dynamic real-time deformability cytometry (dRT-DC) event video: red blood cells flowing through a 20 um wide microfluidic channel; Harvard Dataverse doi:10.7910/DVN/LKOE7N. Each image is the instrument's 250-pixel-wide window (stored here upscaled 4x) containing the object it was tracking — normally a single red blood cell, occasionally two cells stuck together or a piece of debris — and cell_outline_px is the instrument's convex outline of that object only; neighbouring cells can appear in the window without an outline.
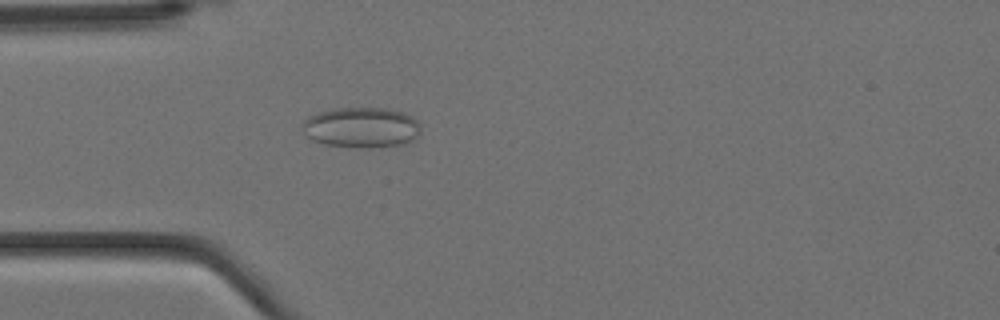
{"species": "Egyptian fruit bat (a non-hibernating species)", "species_latin": "Rousettus aegyptiacus", "temperature_condition": "cold", "stored_images_in_passage": 4, "camera_frame_rate_fps": 3000, "um_per_image_px": 0.085, "animal": {"sex": "female"}, "frame": {"image": 1, "passage_image": 4, "time_ms": 1.0, "image_size_px": [1000, 320], "cell_outline_px": [[420, 132], [412, 140], [404, 144], [372, 148], [360, 148], [324, 144], [312, 140], [304, 132], [304, 120], [308, 116], [320, 112], [336, 108], [384, 108], [404, 112], [416, 120], [420, 124]], "centroid_in_image_um": [30.74, 10.84], "position_along_channel_um": 54.3, "area_um2": 27.86}}